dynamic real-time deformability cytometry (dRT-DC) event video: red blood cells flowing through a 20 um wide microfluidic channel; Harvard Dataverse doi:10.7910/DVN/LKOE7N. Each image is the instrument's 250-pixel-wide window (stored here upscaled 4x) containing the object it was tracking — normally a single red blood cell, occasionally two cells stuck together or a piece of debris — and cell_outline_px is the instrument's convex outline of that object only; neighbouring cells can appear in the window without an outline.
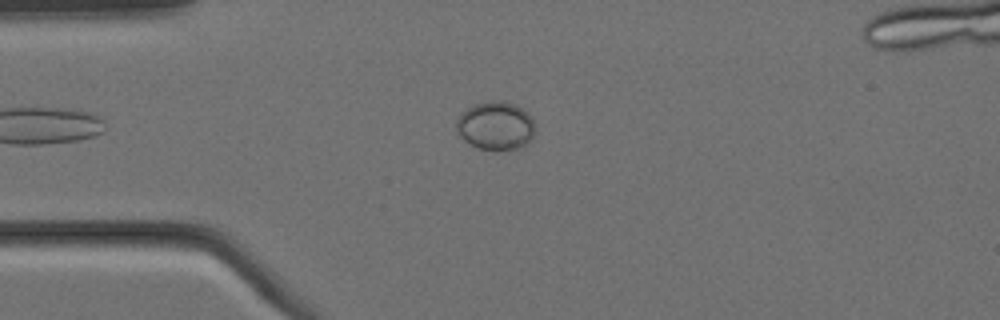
{"species": "Egyptian fruit bat (a non-hibernating species)", "species_latin": "Rousettus aegyptiacus", "temperature_condition": "cold", "stored_images_in_passage": 15, "segment_of_instrument_passage": [1, 2], "camera_frame_rate_fps": 3000, "um_per_image_px": 0.085, "animal": {"sex": "female"}, "frame": {"image": 1, "passage_image": 3, "time_ms": 0.667, "image_size_px": [1000, 320], "cell_outline_px": [[536, 124], [532, 136], [520, 148], [496, 152], [480, 148], [464, 140], [460, 136], [456, 128], [456, 120], [460, 112], [472, 104], [492, 100], [504, 100], [516, 104]], "centroid_in_image_um": [42.09, 10.68], "position_along_channel_um": 42.9, "area_um2": 22.43}}
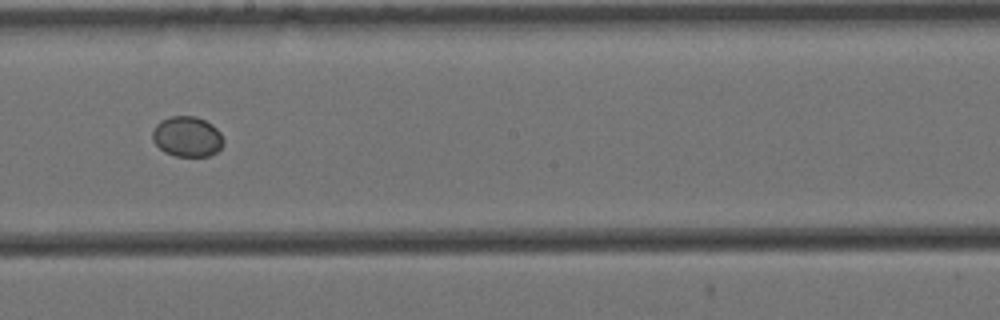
{"frame": {"image": 2, "passage_image": 8, "time_ms": 2.333, "image_size_px": [1000, 320], "cell_outline_px": [[224, 144], [216, 152], [208, 156], [176, 156], [164, 152], [152, 140], [152, 132], [156, 124], [160, 120], [172, 116], [196, 116], [212, 124], [220, 132], [224, 140]], "centroid_in_image_um": [15.91, 11.61], "position_along_channel_um": 232.3, "area_um2": 16.76}}
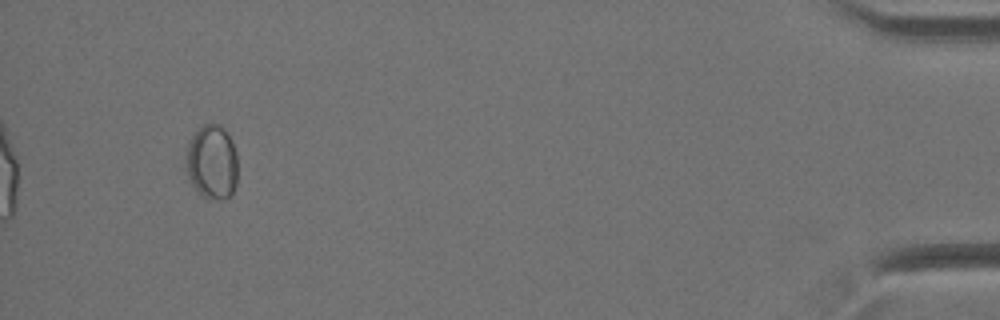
{"frame": {"image": 3, "passage_image": 14, "time_ms": 4.333, "image_size_px": [1000, 320], "cell_outline_px": [[236, 184], [232, 192], [228, 196], [220, 200], [204, 196], [192, 184], [188, 176], [184, 160], [188, 144], [192, 136], [200, 124], [220, 124], [228, 132], [232, 140], [236, 156]], "centroid_in_image_um": [18.0, 13.72], "position_along_channel_um": 417.2, "area_um2": 22.43}}